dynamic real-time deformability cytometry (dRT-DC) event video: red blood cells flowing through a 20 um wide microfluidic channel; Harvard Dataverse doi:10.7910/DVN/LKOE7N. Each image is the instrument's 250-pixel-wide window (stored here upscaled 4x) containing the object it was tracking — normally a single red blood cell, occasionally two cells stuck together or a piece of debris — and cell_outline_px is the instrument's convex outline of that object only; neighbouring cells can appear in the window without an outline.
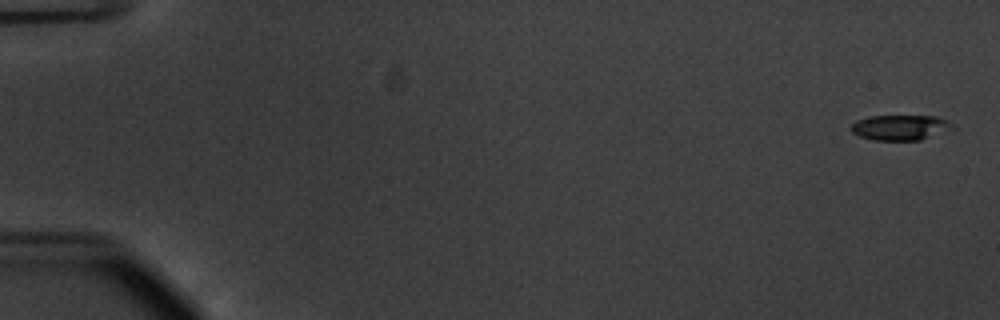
{"species": "common noctule bat (a hibernating species)", "species_latin": "Nyctalus noctula", "temperature_condition": "warm", "stored_images_in_passage": 55, "camera_frame_rate_fps": 3000, "um_per_image_px": 0.085, "animal": {"sex": "male", "body_mass_g": 20.1, "forearm_length_mm": 53.5}, "frame": {"image": 1, "passage_image": 2, "time_ms": 0.333, "image_size_px": [1000, 320], "cell_outline_px": [[956, 128], [920, 140], [872, 140], [860, 136], [852, 132], [848, 128], [856, 120], [868, 116], [936, 116], [948, 120], [956, 124]], "centroid_in_image_um": [76.55, 10.83], "position_along_channel_um": 8.5, "area_um2": 15.2}}
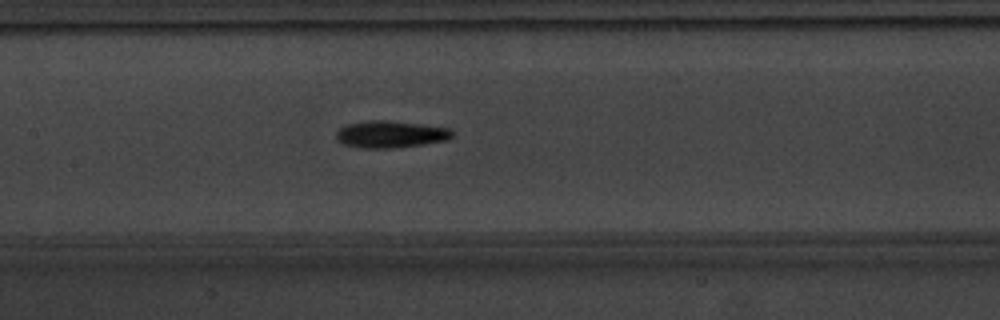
{"frame": {"image": 2, "passage_image": 28, "time_ms": 9.0, "image_size_px": [1000, 320], "cell_outline_px": [[452, 136], [448, 140], [424, 144], [396, 148], [360, 148], [344, 144], [336, 140], [336, 132], [340, 128], [348, 124], [368, 120], [388, 120], [420, 124], [448, 128], [452, 132]], "centroid_in_image_um": [33.17, 11.42], "position_along_channel_um": 174.2, "area_um2": 18.26}}
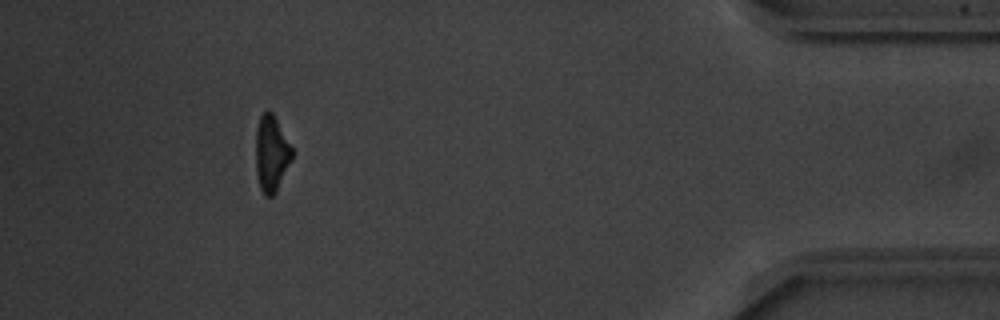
{"frame": {"image": 3, "passage_image": 51, "time_ms": 16.667, "image_size_px": [1000, 320], "cell_outline_px": [[292, 160], [276, 192], [272, 196], [264, 196], [260, 188], [256, 172], [256, 128], [260, 116], [268, 108], [272, 112], [292, 148]], "centroid_in_image_um": [23.06, 13.06], "position_along_channel_um": 412.1, "area_um2": 16.07}, "authors_computed_cell_mechanics": {"area_um2": 16.6464, "velocity_mm_per_s": 3.7716, "shape_relaxation_time_tau1_ms": 2.5205, "shape_relaxation_time_tau2_ms": 6.5135, "deformation_change_tau1": 0.1535, "deformation_change_tau2": 0.1579}}